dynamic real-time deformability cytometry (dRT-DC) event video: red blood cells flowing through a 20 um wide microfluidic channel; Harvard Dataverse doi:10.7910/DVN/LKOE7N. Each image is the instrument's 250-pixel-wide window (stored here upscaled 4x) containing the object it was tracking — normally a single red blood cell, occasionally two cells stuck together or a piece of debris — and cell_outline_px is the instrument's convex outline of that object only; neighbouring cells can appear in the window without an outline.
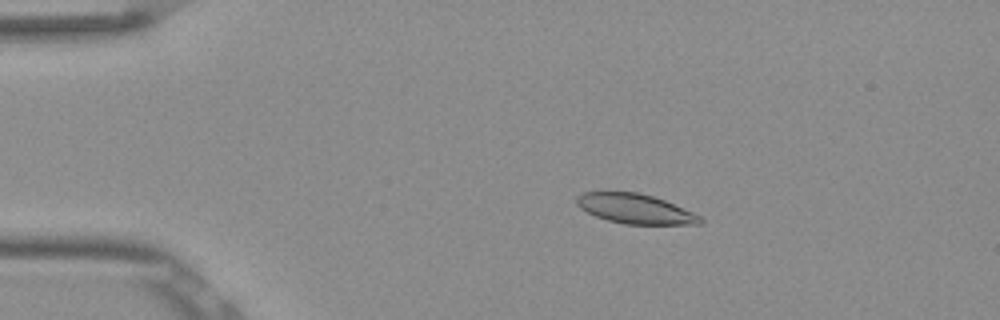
{"species": "Egyptian fruit bat (a non-hibernating species)", "species_latin": "Rousettus aegyptiacus", "temperature_condition": "room temperature", "stored_images_in_passage": 45, "camera_frame_rate_fps": 3000, "um_per_image_px": 0.085, "frame": {"image": 1, "passage_image": 2, "time_ms": 0.333, "image_size_px": [1000, 320], "cell_outline_px": [[704, 220], [700, 224], [624, 224], [608, 220], [596, 216], [580, 208], [576, 204], [576, 196], [584, 192], [636, 192], [652, 196], [664, 200], [692, 212], [700, 216]], "centroid_in_image_um": [53.97, 17.75], "position_along_channel_um": 31.0, "area_um2": 21.15}}
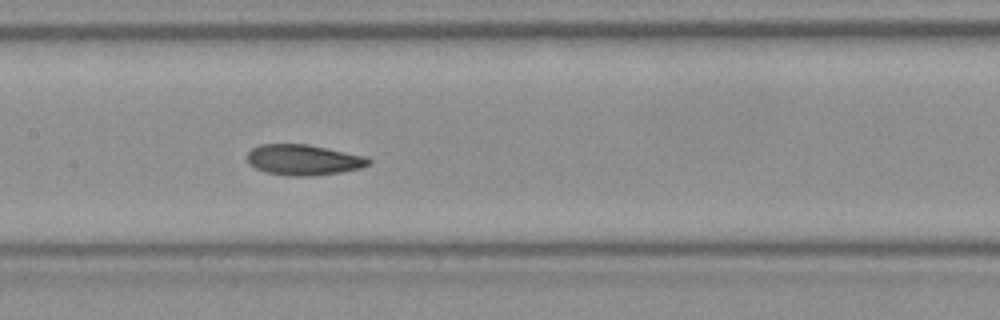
{"frame": {"image": 2, "passage_image": 18, "time_ms": 5.667, "image_size_px": [1000, 320], "cell_outline_px": [[372, 160], [368, 164], [360, 168], [340, 172], [312, 176], [288, 176], [264, 172], [248, 164], [248, 152], [252, 148], [260, 144], [308, 144], [364, 156]], "centroid_in_image_um": [25.75, 13.59], "position_along_channel_um": 181.6, "area_um2": 21.62}}
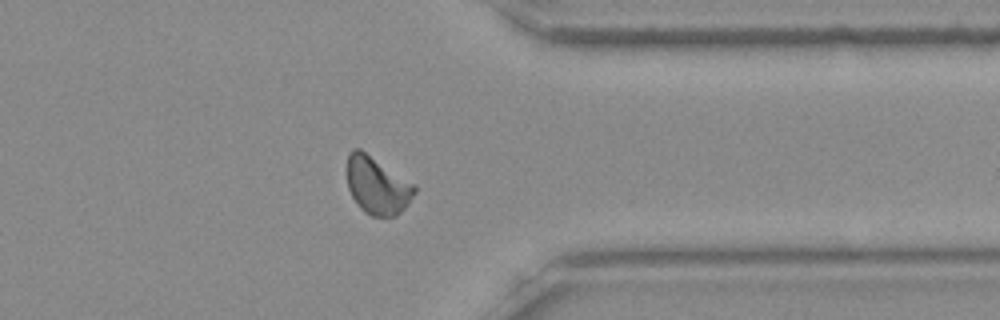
{"frame": {"image": 3, "passage_image": 34, "time_ms": 11.0, "image_size_px": [1000, 320], "cell_outline_px": [[416, 192], [408, 204], [396, 216], [372, 216], [364, 212], [360, 208], [352, 196], [348, 188], [344, 168], [348, 152], [352, 148], [360, 148], [416, 184]], "centroid_in_image_um": [32.02, 15.72], "position_along_channel_um": 379.4, "area_um2": 23.24}, "authors_computed_cell_mechanics": {"area_um2": 21.7906, "velocity_mm_per_s": 3.841, "shape_relaxation_time_tau1_ms": 5.983, "shape_relaxation_time_tau2_ms": 2.6119, "deformation_change_tau1": 0.1511, "deformation_change_tau2": 0.0712}}